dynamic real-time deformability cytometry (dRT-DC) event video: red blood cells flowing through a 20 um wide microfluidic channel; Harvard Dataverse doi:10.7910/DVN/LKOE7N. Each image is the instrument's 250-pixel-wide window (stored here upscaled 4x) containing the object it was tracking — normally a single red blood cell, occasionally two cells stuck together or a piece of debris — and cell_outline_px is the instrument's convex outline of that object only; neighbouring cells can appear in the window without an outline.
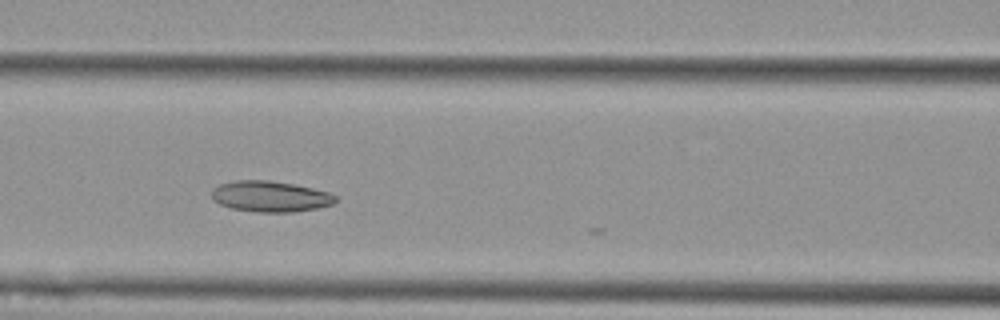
{"species": "Egyptian fruit bat (a non-hibernating species)", "species_latin": "Rousettus aegyptiacus", "temperature_condition": "cold", "stored_images_in_passage": 6, "camera_frame_rate_fps": 3000, "um_per_image_px": 0.085, "animal": {"sex": "female"}, "frame": {"image": 1, "passage_image": 6, "time_ms": 5.667, "image_size_px": [1000, 320], "cell_outline_px": [[336, 200], [332, 204], [316, 208], [292, 212], [256, 212], [232, 208], [220, 204], [212, 196], [212, 188], [220, 184], [236, 180], [268, 180], [292, 184], [312, 188], [328, 192], [336, 196]], "centroid_in_image_um": [22.96, 16.69], "position_along_channel_um": 143.6, "area_um2": 22.02}}